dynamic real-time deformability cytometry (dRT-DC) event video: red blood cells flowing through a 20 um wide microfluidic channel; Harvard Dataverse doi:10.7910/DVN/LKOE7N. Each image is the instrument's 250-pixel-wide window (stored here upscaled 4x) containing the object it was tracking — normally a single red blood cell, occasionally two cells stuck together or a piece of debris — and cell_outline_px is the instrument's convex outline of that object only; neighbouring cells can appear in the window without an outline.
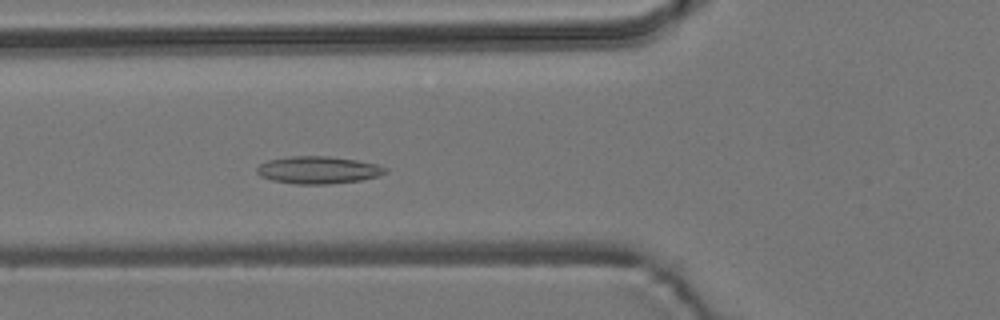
{"species": "common noctule bat (a hibernating species)", "species_latin": "Nyctalus noctula", "temperature_condition": "room temperature", "stored_images_in_passage": 46, "camera_frame_rate_fps": 3000, "um_per_image_px": 0.085, "animal": {"sex": "male", "body_mass_g": 19.2, "forearm_length_mm": 51.8}, "frame": {"image": 1, "passage_image": 11, "time_ms": 3.333, "image_size_px": [1000, 320], "cell_outline_px": [[388, 172], [380, 176], [360, 180], [328, 184], [296, 184], [272, 180], [260, 176], [256, 172], [256, 168], [260, 164], [268, 160], [292, 156], [328, 156], [356, 160], [376, 164], [388, 168]], "centroid_in_image_um": [27.06, 14.45], "position_along_channel_um": 98.7, "area_um2": 20.52}}
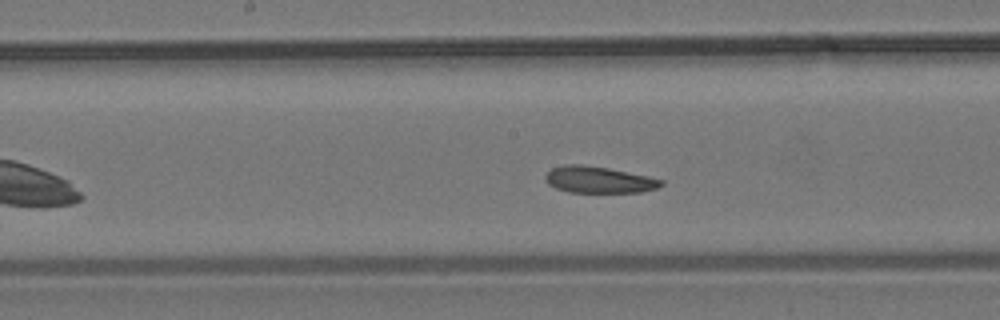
{"frame": {"image": 2, "passage_image": 19, "time_ms": 6.0, "image_size_px": [1000, 320], "cell_outline_px": [[664, 184], [656, 188], [640, 192], [568, 192], [556, 188], [548, 184], [544, 180], [544, 176], [552, 168], [564, 164], [580, 164], [608, 168], [648, 176], [664, 180]], "centroid_in_image_um": [50.87, 15.27], "position_along_channel_um": 197.3, "area_um2": 17.92}}
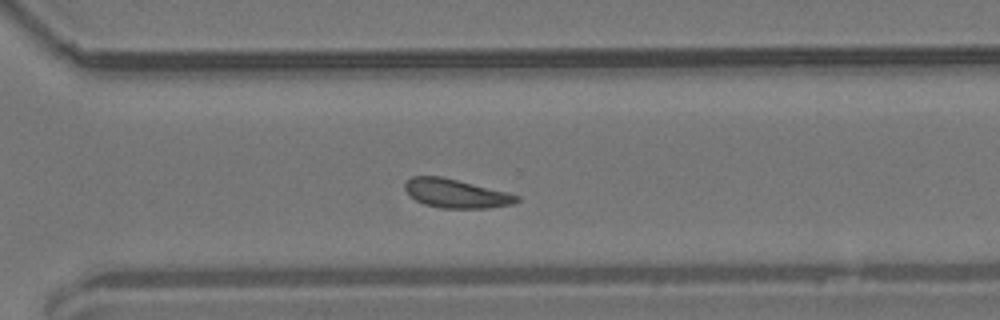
{"frame": {"image": 3, "passage_image": 30, "time_ms": 9.667, "image_size_px": [1000, 320], "cell_outline_px": [[520, 200], [512, 204], [488, 208], [440, 208], [424, 204], [416, 200], [404, 188], [404, 184], [412, 176], [440, 176], [520, 196]], "centroid_in_image_um": [38.73, 16.46], "position_along_channel_um": 331.9, "area_um2": 18.32}, "authors_computed_cell_mechanics": {"area_um2": 18.7561, "velocity_mm_per_s": 3.6843, "shape_relaxation_time_tau1_ms": null, "shape_relaxation_time_tau2_ms": 7.1866, "deformation_change_tau1": null, "deformation_change_tau2": 0.1545}}